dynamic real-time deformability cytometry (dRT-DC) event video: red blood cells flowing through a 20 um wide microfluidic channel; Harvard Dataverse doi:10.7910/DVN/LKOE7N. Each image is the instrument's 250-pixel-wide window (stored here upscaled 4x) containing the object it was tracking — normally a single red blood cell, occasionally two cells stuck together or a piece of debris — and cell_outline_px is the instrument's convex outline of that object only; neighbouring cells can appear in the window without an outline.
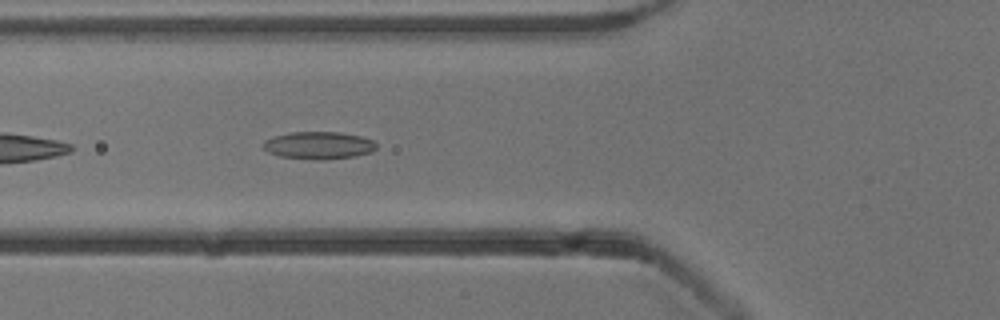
{"species": "common noctule bat (a hibernating species)", "species_latin": "Nyctalus noctula", "temperature_condition": "cold", "stored_images_in_passage": 5, "camera_frame_rate_fps": 3000, "um_per_image_px": 0.085, "animal": {"sex": "male", "body_mass_g": 13.3}, "frame": {"image": 1, "passage_image": 5, "time_ms": 4.667, "image_size_px": [1000, 320], "cell_outline_px": [[376, 148], [372, 152], [356, 156], [324, 160], [312, 160], [280, 156], [268, 152], [260, 144], [264, 140], [276, 136], [292, 132], [340, 132], [360, 136], [372, 140], [376, 144]], "centroid_in_image_um": [27.08, 12.36], "position_along_channel_um": 98.7, "area_um2": 18.21}}